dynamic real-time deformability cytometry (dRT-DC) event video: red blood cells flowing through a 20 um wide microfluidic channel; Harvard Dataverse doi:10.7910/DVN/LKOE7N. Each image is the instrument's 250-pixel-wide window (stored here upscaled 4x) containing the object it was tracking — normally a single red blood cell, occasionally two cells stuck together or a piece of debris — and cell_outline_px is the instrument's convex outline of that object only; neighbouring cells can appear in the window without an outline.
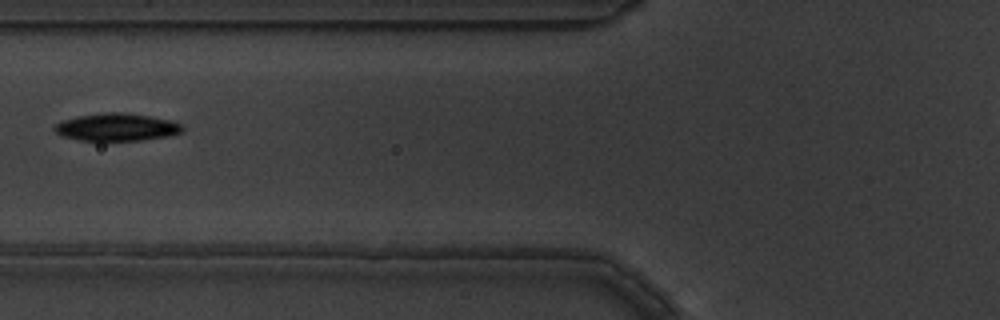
{"species": "common noctule bat (a hibernating species)", "species_latin": "Nyctalus noctula", "temperature_condition": "warm", "stored_images_in_passage": 13, "camera_frame_rate_fps": 3000, "um_per_image_px": 0.085, "animal": {"sex": "male", "body_mass_g": 19.5, "forearm_length_mm": 54.6}, "frame": {"image": 1, "passage_image": 4, "time_ms": 1.0, "image_size_px": [1000, 320], "cell_outline_px": [[184, 132], [168, 136], [140, 140], [80, 140], [60, 136], [52, 128], [56, 124], [64, 120], [76, 116], [104, 112], [124, 112], [148, 116], [168, 120], [184, 124]], "centroid_in_image_um": [9.92, 10.8], "position_along_channel_um": 115.9, "area_um2": 20.58}}
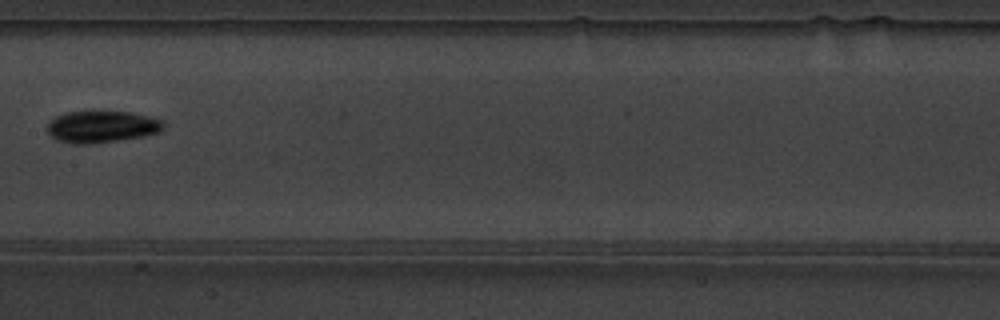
{"frame": {"image": 2, "passage_image": 6, "time_ms": 1.667, "image_size_px": [1000, 320], "cell_outline_px": [[164, 128], [160, 132], [144, 136], [88, 144], [72, 144], [56, 140], [48, 132], [48, 124], [56, 116], [68, 112], [132, 112], [164, 120]], "centroid_in_image_um": [8.68, 10.78], "position_along_channel_um": 198.7, "area_um2": 21.39}}
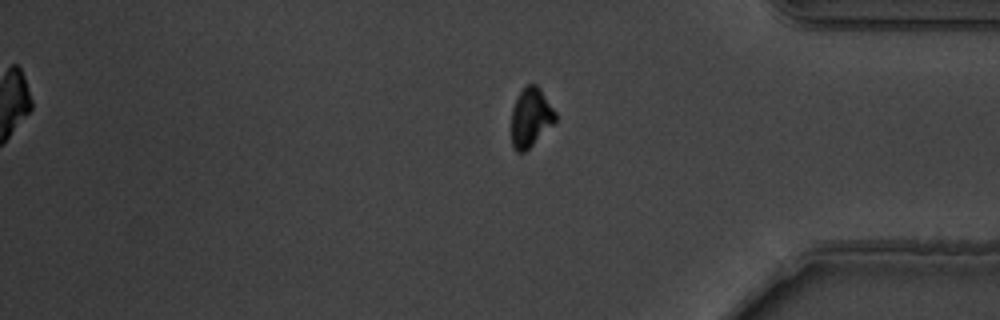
{"frame": {"image": 3, "passage_image": 13, "time_ms": 4.0, "image_size_px": [1000, 320], "cell_outline_px": [[556, 124], [524, 152], [516, 152], [512, 148], [512, 108], [520, 92], [528, 84], [536, 84], [540, 88], [556, 112]], "centroid_in_image_um": [45.14, 10.01], "position_along_channel_um": 390.1, "area_um2": 15.26}}